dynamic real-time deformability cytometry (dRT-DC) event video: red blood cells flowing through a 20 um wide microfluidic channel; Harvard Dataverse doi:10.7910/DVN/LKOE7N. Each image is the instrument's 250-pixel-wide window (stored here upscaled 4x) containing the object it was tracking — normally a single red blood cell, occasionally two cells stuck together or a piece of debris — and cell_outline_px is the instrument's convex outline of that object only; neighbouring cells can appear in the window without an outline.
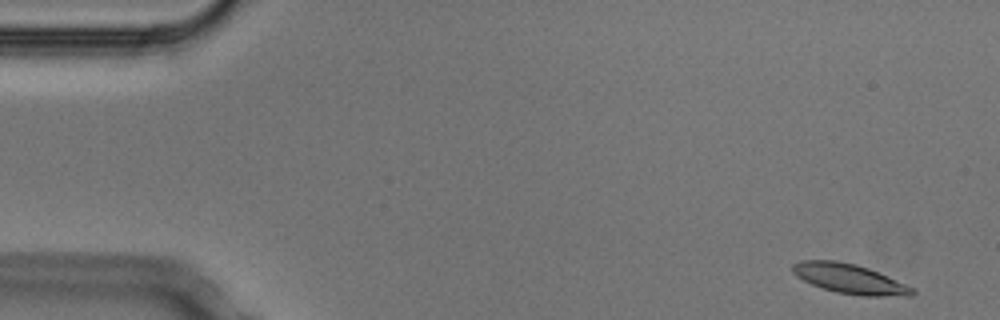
{"species": "Egyptian fruit bat (a non-hibernating species)", "species_latin": "Rousettus aegyptiacus", "temperature_condition": "cold", "stored_images_in_passage": 4, "camera_frame_rate_fps": 3000, "um_per_image_px": 0.085, "animal": {"sex": "male"}, "frame": {"image": 1, "passage_image": 1, "time_ms": 0.0, "image_size_px": [1000, 320], "cell_outline_px": [[916, 292], [912, 296], [864, 296], [836, 292], [812, 284], [796, 276], [792, 272], [792, 264], [800, 260], [836, 260], [856, 264], [868, 268], [916, 288]], "centroid_in_image_um": [72.24, 23.69], "position_along_channel_um": 12.8, "area_um2": 20.75}}
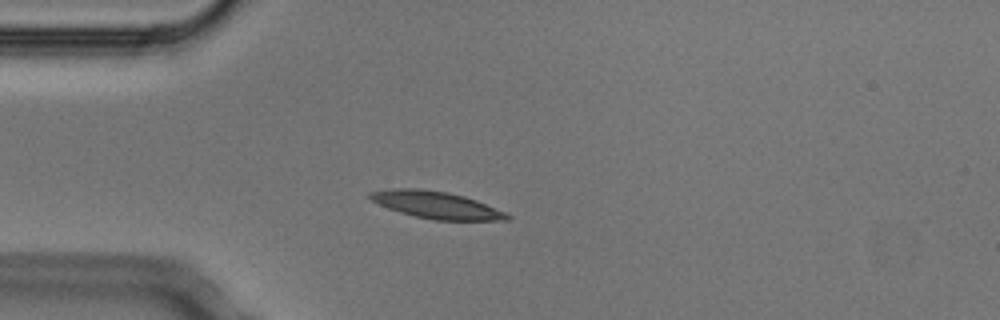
{"frame": {"image": 2, "passage_image": 3, "time_ms": 0.667, "image_size_px": [1000, 320], "cell_outline_px": [[512, 216], [508, 220], [436, 220], [416, 216], [400, 212], [388, 208], [372, 200], [368, 196], [368, 192], [396, 188], [420, 188], [448, 192], [464, 196], [476, 200], [504, 212]], "centroid_in_image_um": [37.08, 17.41], "position_along_channel_um": 47.9, "area_um2": 21.39}}